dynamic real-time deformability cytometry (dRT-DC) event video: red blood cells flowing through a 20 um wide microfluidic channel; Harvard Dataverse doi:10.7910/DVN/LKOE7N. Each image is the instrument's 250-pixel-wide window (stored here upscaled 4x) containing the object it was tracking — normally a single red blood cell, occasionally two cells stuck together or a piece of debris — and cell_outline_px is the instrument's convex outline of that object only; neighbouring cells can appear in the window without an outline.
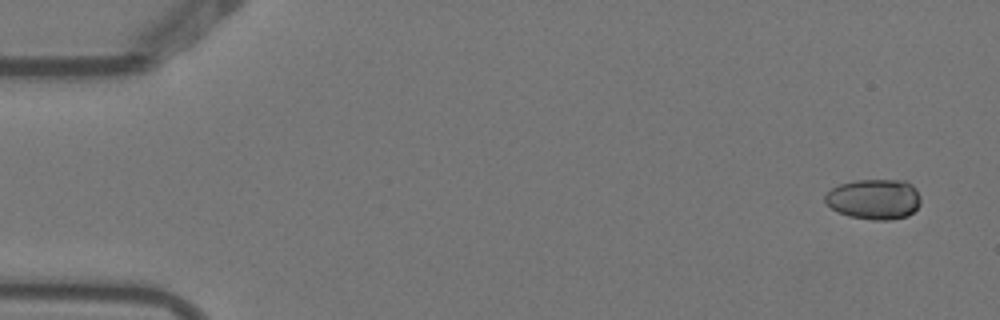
{"species": "Egyptian fruit bat (a non-hibernating species)", "species_latin": "Rousettus aegyptiacus", "temperature_condition": "warm", "stored_images_in_passage": 5, "camera_frame_rate_fps": 3000, "um_per_image_px": 0.085, "animal": {"sex": "female"}, "frame": {"image": 1, "passage_image": 1, "time_ms": 0.0, "image_size_px": [1000, 320], "cell_outline_px": [[920, 204], [908, 216], [892, 220], [872, 220], [848, 216], [832, 208], [824, 200], [824, 196], [832, 188], [840, 184], [856, 180], [908, 180], [916, 188], [920, 196]], "centroid_in_image_um": [74.33, 16.92], "position_along_channel_um": 10.7, "area_um2": 22.6}}
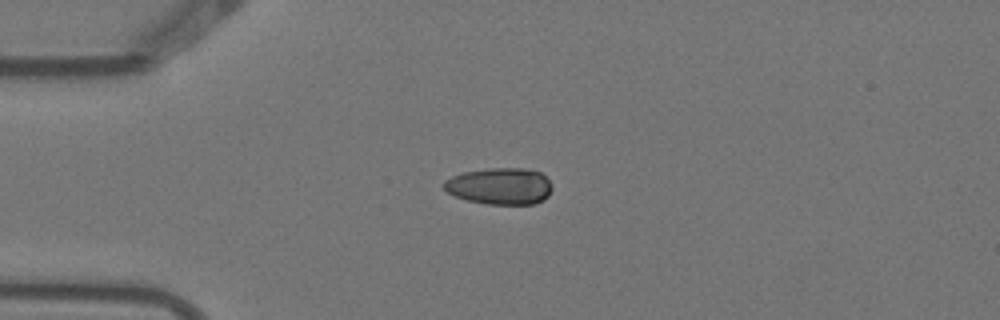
{"frame": {"image": 2, "passage_image": 4, "time_ms": 1.0, "image_size_px": [1000, 320], "cell_outline_px": [[552, 188], [548, 196], [544, 200], [532, 204], [488, 204], [468, 200], [456, 196], [448, 192], [444, 188], [444, 180], [452, 176], [464, 172], [488, 168], [524, 168], [540, 172], [552, 184]], "centroid_in_image_um": [42.51, 15.82], "position_along_channel_um": 42.5, "area_um2": 23.06}}